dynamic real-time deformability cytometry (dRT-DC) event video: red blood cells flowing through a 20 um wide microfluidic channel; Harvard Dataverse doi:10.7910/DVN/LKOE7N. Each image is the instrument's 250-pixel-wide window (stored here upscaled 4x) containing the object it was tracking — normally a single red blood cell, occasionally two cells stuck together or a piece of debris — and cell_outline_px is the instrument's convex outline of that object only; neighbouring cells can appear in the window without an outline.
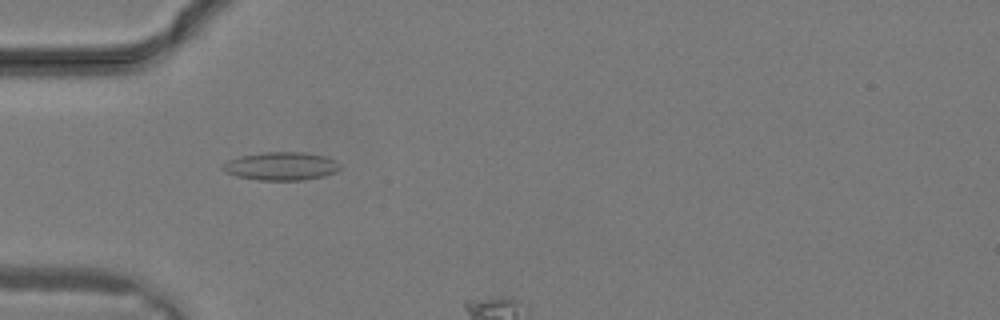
{"species": "common noctule bat (a hibernating species)", "species_latin": "Nyctalus noctula", "temperature_condition": "warm", "stored_images_in_passage": 12, "camera_frame_rate_fps": 3000, "um_per_image_px": 0.085, "animal": {"sex": "male", "body_mass_g": 19.2, "forearm_length_mm": 51.8}, "frame": {"image": 1, "passage_image": 10, "time_ms": 3.0, "image_size_px": [1000, 320], "cell_outline_px": [[340, 168], [336, 172], [324, 176], [304, 180], [256, 180], [236, 176], [224, 172], [220, 168], [220, 164], [228, 160], [240, 156], [260, 152], [304, 152], [324, 156], [336, 160], [340, 164]], "centroid_in_image_um": [23.85, 14.12], "position_along_channel_um": 61.1, "area_um2": 19.59}}